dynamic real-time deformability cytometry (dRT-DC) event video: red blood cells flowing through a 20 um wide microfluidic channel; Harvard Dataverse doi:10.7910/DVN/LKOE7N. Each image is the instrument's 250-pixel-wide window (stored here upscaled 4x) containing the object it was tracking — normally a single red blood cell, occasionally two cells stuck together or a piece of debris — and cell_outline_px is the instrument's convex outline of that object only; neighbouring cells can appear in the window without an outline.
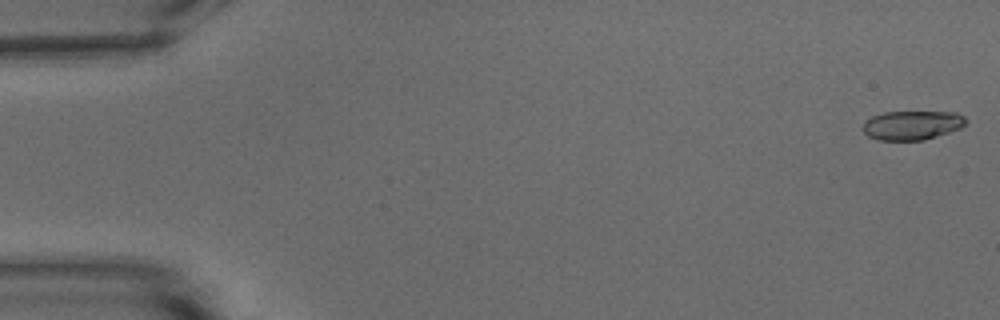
{"species": "common noctule bat (a hibernating species)", "species_latin": "Nyctalus noctula", "temperature_condition": "warm", "stored_images_in_passage": 53, "camera_frame_rate_fps": 3000, "um_per_image_px": 0.085, "animal": {"sex": "male", "body_mass_g": 15.6}, "frame": {"image": 1, "passage_image": 1, "time_ms": 0.0, "image_size_px": [1000, 320], "cell_outline_px": [[968, 120], [960, 128], [924, 140], [876, 140], [868, 136], [864, 132], [864, 120], [872, 116], [884, 112], [956, 112], [964, 116]], "centroid_in_image_um": [77.51, 10.64], "position_along_channel_um": 7.5, "area_um2": 17.46}}
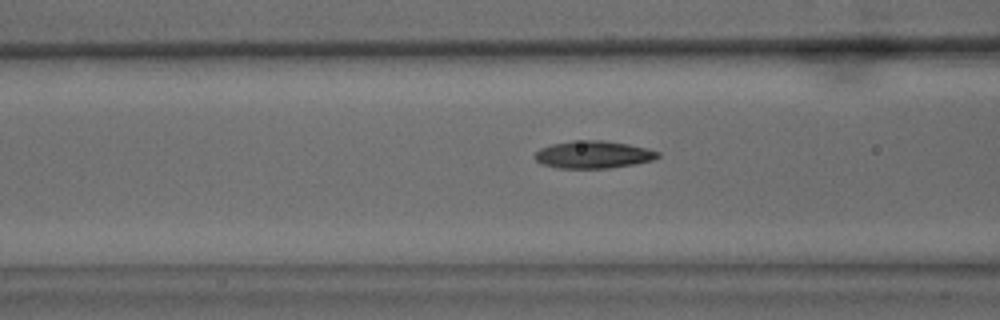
{"frame": {"image": 2, "passage_image": 21, "time_ms": 6.667, "image_size_px": [1000, 320], "cell_outline_px": [[660, 156], [652, 160], [632, 164], [608, 168], [560, 168], [540, 164], [532, 156], [540, 148], [552, 144], [572, 140], [604, 140], [628, 144], [648, 148], [660, 152]], "centroid_in_image_um": [50.4, 13.13], "position_along_channel_um": 116.2, "area_um2": 19.77}}
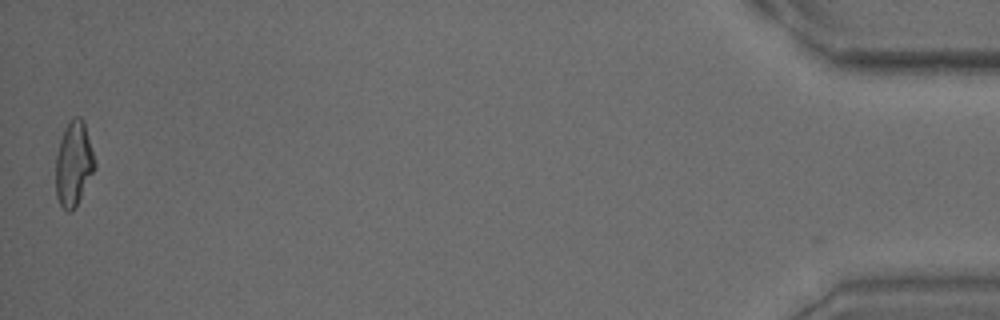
{"frame": {"image": 3, "passage_image": 53, "time_ms": 17.333, "image_size_px": [1000, 320], "cell_outline_px": [[96, 168], [72, 212], [68, 212], [60, 204], [56, 196], [56, 156], [60, 140], [64, 128], [72, 116], [80, 116], [84, 120], [96, 164]], "centroid_in_image_um": [6.26, 13.88], "position_along_channel_um": 428.9, "area_um2": 19.25}, "authors_computed_cell_mechanics": {"area_um2": 18.9584, "velocity_mm_per_s": 3.8054, "shape_relaxation_time_tau1_ms": 6.4018, "shape_relaxation_time_tau2_ms": 2.1879, "deformation_change_tau1": 0.2315, "deformation_change_tau2": 0.1026}}